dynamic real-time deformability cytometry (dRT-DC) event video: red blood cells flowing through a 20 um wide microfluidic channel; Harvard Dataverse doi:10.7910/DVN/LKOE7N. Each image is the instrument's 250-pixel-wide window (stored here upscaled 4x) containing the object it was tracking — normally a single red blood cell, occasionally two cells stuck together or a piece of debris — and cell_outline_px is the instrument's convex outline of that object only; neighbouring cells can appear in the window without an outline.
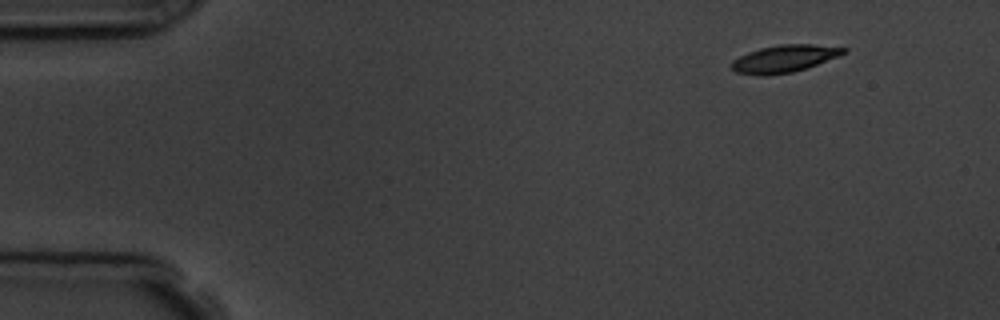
{"species": "common noctule bat (a hibernating species)", "species_latin": "Nyctalus noctula", "temperature_condition": "room temperature", "stored_images_in_passage": 6, "camera_frame_rate_fps": 3000, "um_per_image_px": 0.085, "animal": {"sex": "male", "body_mass_g": 19.5, "forearm_length_mm": 54.6}, "frame": {"image": 1, "passage_image": 1, "time_ms": 0.0, "image_size_px": [1000, 320], "cell_outline_px": [[848, 52], [808, 68], [792, 72], [764, 76], [756, 76], [736, 72], [732, 68], [732, 60], [748, 52], [760, 48], [780, 44], [812, 44], [848, 48]], "centroid_in_image_um": [66.68, 4.99], "position_along_channel_um": 18.3, "area_um2": 17.92}}
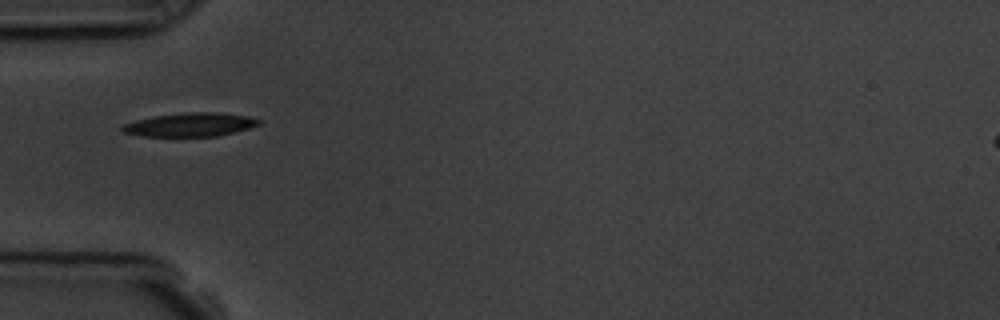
{"frame": {"image": 2, "passage_image": 4, "time_ms": 4.0, "image_size_px": [1000, 320], "cell_outline_px": [[260, 124], [248, 128], [216, 136], [144, 136], [124, 132], [120, 128], [124, 124], [136, 120], [156, 116], [184, 112], [220, 112], [248, 116], [260, 120]], "centroid_in_image_um": [16.17, 10.58], "position_along_channel_um": 68.8, "area_um2": 18.55}}
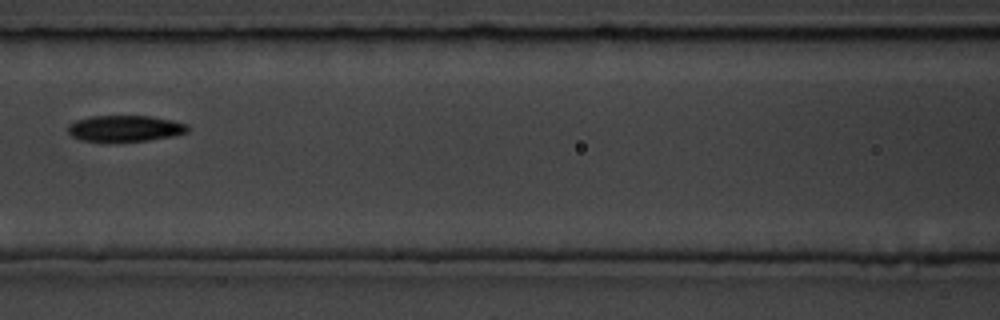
{"frame": {"image": 3, "passage_image": 6, "time_ms": 6.333, "image_size_px": [1000, 320], "cell_outline_px": [[192, 128], [188, 132], [172, 136], [148, 140], [108, 144], [104, 144], [80, 140], [72, 136], [68, 132], [68, 124], [76, 120], [88, 116], [152, 116], [172, 120], [188, 124]], "centroid_in_image_um": [10.6, 10.95], "position_along_channel_um": 156.0, "area_um2": 19.13}}